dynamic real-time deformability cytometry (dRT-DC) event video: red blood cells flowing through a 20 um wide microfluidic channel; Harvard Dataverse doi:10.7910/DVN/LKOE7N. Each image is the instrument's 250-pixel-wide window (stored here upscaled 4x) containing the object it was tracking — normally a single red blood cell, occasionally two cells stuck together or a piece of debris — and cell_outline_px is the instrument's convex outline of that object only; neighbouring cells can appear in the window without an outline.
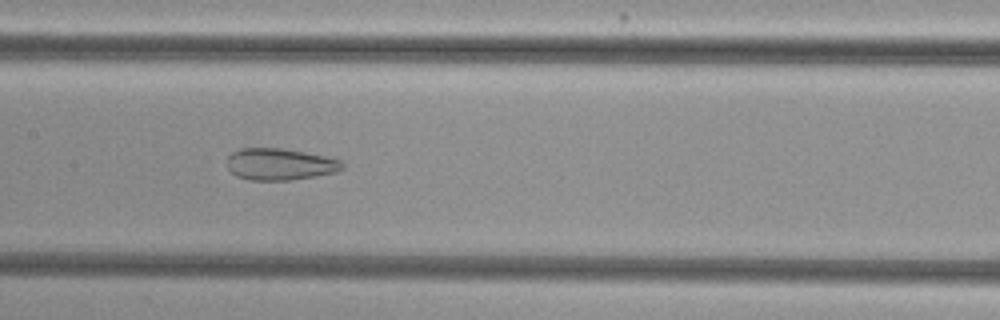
{"species": "common noctule bat (a hibernating species)", "species_latin": "Nyctalus noctula", "temperature_condition": "cold", "stored_images_in_passage": 48, "camera_frame_rate_fps": 3000, "um_per_image_px": 0.085, "animal": {"sex": "female", "body_mass_g": 29.2, "forearm_length_mm": 56.3}, "frame": {"image": 1, "passage_image": 21, "time_ms": 6.667, "image_size_px": [1000, 320], "cell_outline_px": [[344, 168], [336, 172], [316, 176], [288, 180], [248, 180], [236, 176], [228, 168], [228, 156], [232, 152], [240, 148], [284, 148], [324, 156], [340, 160], [344, 164]], "centroid_in_image_um": [23.79, 13.96], "position_along_channel_um": 183.6, "area_um2": 21.33}}
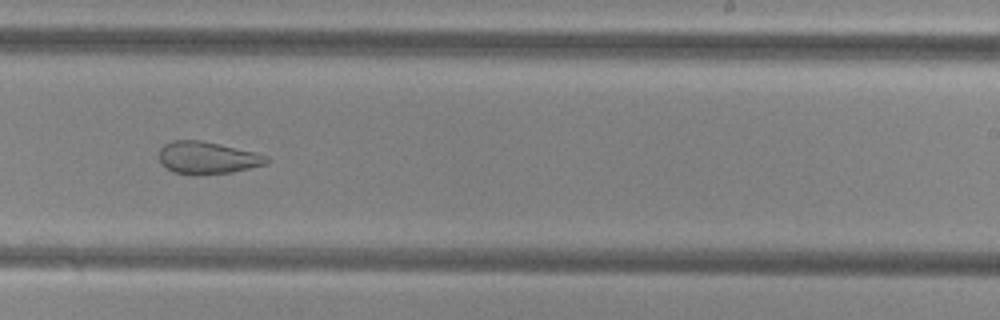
{"frame": {"image": 2, "passage_image": 28, "time_ms": 9.0, "image_size_px": [1000, 320], "cell_outline_px": [[272, 160], [268, 164], [232, 172], [196, 176], [172, 172], [160, 164], [160, 148], [164, 144], [172, 140], [200, 140], [220, 144], [256, 152], [268, 156]], "centroid_in_image_um": [17.65, 13.43], "position_along_channel_um": 271.4, "area_um2": 20.69}}
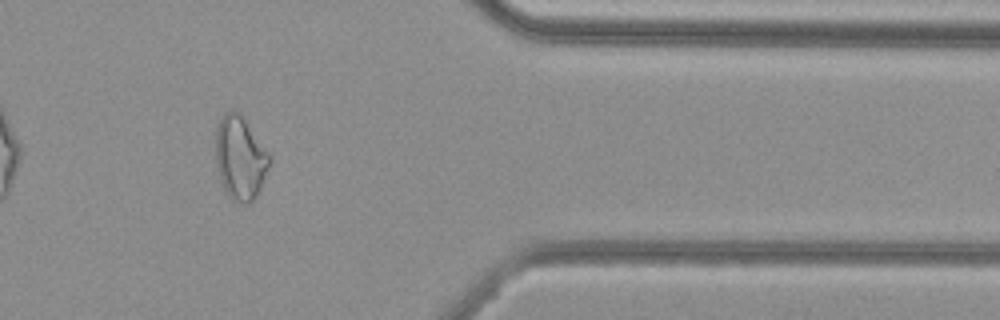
{"frame": {"image": 3, "passage_image": 39, "time_ms": 12.667, "image_size_px": [1000, 320], "cell_outline_px": [[272, 160], [260, 188], [256, 196], [248, 204], [240, 204], [232, 200], [228, 196], [220, 180], [216, 164], [216, 128], [220, 116], [224, 112], [236, 108], [244, 116], [272, 156]], "centroid_in_image_um": [20.42, 13.37], "position_along_channel_um": 391.0, "area_um2": 26.88}, "authors_computed_cell_mechanics": {"area_um2": 26.6458, "velocity_mm_per_s": 3.772, "shape_relaxation_time_tau1_ms": null, "shape_relaxation_time_tau2_ms": 2.2317, "deformation_change_tau1": null, "deformation_change_tau2": 0.0971}}